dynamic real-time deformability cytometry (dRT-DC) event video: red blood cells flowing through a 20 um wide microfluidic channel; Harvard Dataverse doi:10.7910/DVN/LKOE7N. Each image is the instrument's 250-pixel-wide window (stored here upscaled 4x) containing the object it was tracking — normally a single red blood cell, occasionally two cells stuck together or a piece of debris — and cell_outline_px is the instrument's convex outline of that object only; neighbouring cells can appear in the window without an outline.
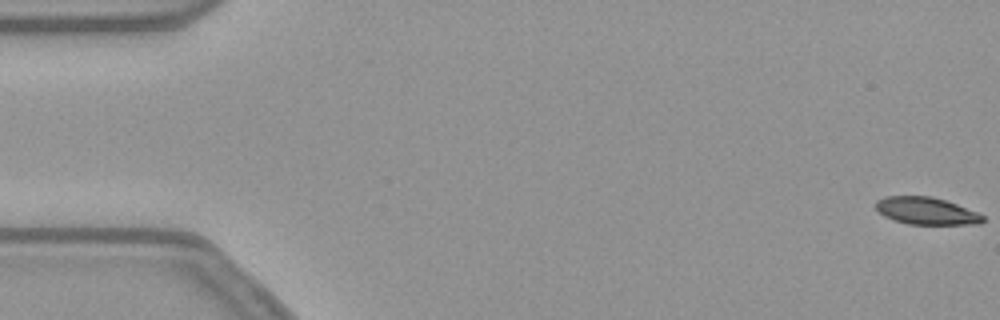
{"species": "common noctule bat (a hibernating species)", "species_latin": "Nyctalus noctula", "temperature_condition": "warm", "stored_images_in_passage": 55, "camera_frame_rate_fps": 3000, "um_per_image_px": 0.085, "animal": {"sex": "female", "body_mass_g": 21.9}, "frame": {"image": 1, "passage_image": 1, "time_ms": 0.0, "image_size_px": [1000, 320], "cell_outline_px": [[984, 220], [980, 224], [908, 224], [892, 220], [884, 216], [876, 208], [876, 200], [884, 196], [932, 196], [956, 204], [976, 212], [984, 216]], "centroid_in_image_um": [78.7, 17.93], "position_along_channel_um": 6.3, "area_um2": 16.94}}
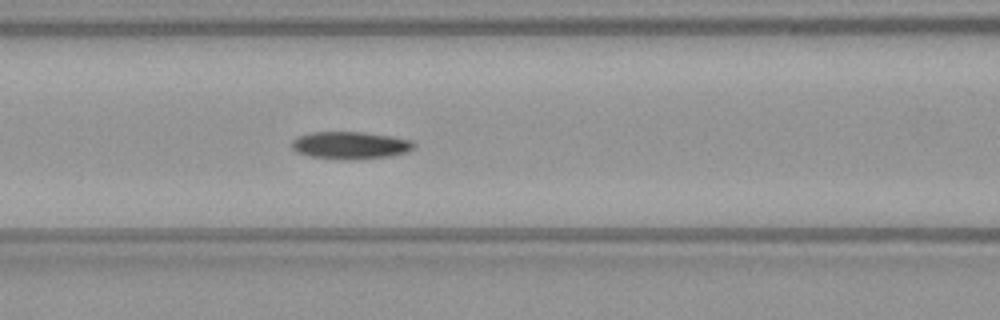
{"frame": {"image": 2, "passage_image": 23, "time_ms": 7.333, "image_size_px": [1000, 320], "cell_outline_px": [[416, 148], [408, 152], [388, 156], [356, 160], [336, 160], [308, 156], [296, 152], [292, 148], [292, 140], [296, 136], [312, 132], [364, 132], [392, 136], [412, 140], [416, 144]], "centroid_in_image_um": [29.78, 12.36], "position_along_channel_um": 136.8, "area_um2": 20.0}}
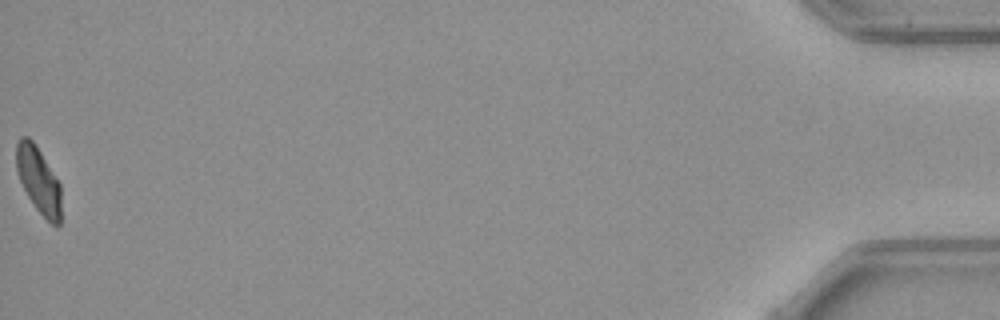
{"frame": {"image": 3, "passage_image": 55, "time_ms": 18.0, "image_size_px": [1000, 320], "cell_outline_px": [[60, 224], [56, 228], [36, 208], [28, 196], [16, 172], [16, 144], [20, 136], [28, 136], [32, 140], [40, 152], [60, 184]], "centroid_in_image_um": [3.25, 15.3], "position_along_channel_um": 431.9, "area_um2": 17.05}, "authors_computed_cell_mechanics": {"area_um2": 18.9006, "velocity_mm_per_s": 3.7911, "shape_relaxation_time_tau1_ms": 5.0624, "shape_relaxation_time_tau2_ms": 8.2273, "deformation_change_tau1": 0.1564, "deformation_change_tau2": 0.1316}}